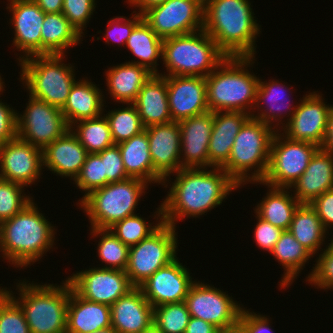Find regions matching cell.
<instances>
[{"instance_id":"cell-1","label":"cell","mask_w":333,"mask_h":333,"mask_svg":"<svg viewBox=\"0 0 333 333\" xmlns=\"http://www.w3.org/2000/svg\"><path fill=\"white\" fill-rule=\"evenodd\" d=\"M174 174V182L162 183L171 187L161 205L163 222L175 228L184 218H200L220 206L232 191L241 188L218 167L181 168Z\"/></svg>"},{"instance_id":"cell-2","label":"cell","mask_w":333,"mask_h":333,"mask_svg":"<svg viewBox=\"0 0 333 333\" xmlns=\"http://www.w3.org/2000/svg\"><path fill=\"white\" fill-rule=\"evenodd\" d=\"M252 6L249 0H204L203 30L227 57L256 55L262 29Z\"/></svg>"},{"instance_id":"cell-3","label":"cell","mask_w":333,"mask_h":333,"mask_svg":"<svg viewBox=\"0 0 333 333\" xmlns=\"http://www.w3.org/2000/svg\"><path fill=\"white\" fill-rule=\"evenodd\" d=\"M52 225L33 200L11 219L0 223V252L3 255L0 257L20 270L40 261L55 245L57 232Z\"/></svg>"},{"instance_id":"cell-4","label":"cell","mask_w":333,"mask_h":333,"mask_svg":"<svg viewBox=\"0 0 333 333\" xmlns=\"http://www.w3.org/2000/svg\"><path fill=\"white\" fill-rule=\"evenodd\" d=\"M254 59L227 57L205 78L209 111L244 112L250 115L254 112L260 78L250 69L255 63Z\"/></svg>"},{"instance_id":"cell-5","label":"cell","mask_w":333,"mask_h":333,"mask_svg":"<svg viewBox=\"0 0 333 333\" xmlns=\"http://www.w3.org/2000/svg\"><path fill=\"white\" fill-rule=\"evenodd\" d=\"M25 280V281H24ZM16 283L15 292L2 288L23 310L31 333H66L67 305L71 283L65 279L62 285L30 283L24 279ZM29 282V283H28ZM8 289V290H7Z\"/></svg>"},{"instance_id":"cell-6","label":"cell","mask_w":333,"mask_h":333,"mask_svg":"<svg viewBox=\"0 0 333 333\" xmlns=\"http://www.w3.org/2000/svg\"><path fill=\"white\" fill-rule=\"evenodd\" d=\"M275 133L276 129L251 116L240 128L229 160L222 167L240 187L251 182H262L265 178Z\"/></svg>"},{"instance_id":"cell-7","label":"cell","mask_w":333,"mask_h":333,"mask_svg":"<svg viewBox=\"0 0 333 333\" xmlns=\"http://www.w3.org/2000/svg\"><path fill=\"white\" fill-rule=\"evenodd\" d=\"M227 56L203 29L163 39L162 61L166 72L161 76L207 77Z\"/></svg>"},{"instance_id":"cell-8","label":"cell","mask_w":333,"mask_h":333,"mask_svg":"<svg viewBox=\"0 0 333 333\" xmlns=\"http://www.w3.org/2000/svg\"><path fill=\"white\" fill-rule=\"evenodd\" d=\"M66 55H33L19 61L20 81L34 98L62 109L75 78V67L64 64Z\"/></svg>"},{"instance_id":"cell-9","label":"cell","mask_w":333,"mask_h":333,"mask_svg":"<svg viewBox=\"0 0 333 333\" xmlns=\"http://www.w3.org/2000/svg\"><path fill=\"white\" fill-rule=\"evenodd\" d=\"M148 185L142 179L129 177L90 192L77 205L88 216L91 228L109 229L116 222L136 214L140 197L145 195Z\"/></svg>"},{"instance_id":"cell-10","label":"cell","mask_w":333,"mask_h":333,"mask_svg":"<svg viewBox=\"0 0 333 333\" xmlns=\"http://www.w3.org/2000/svg\"><path fill=\"white\" fill-rule=\"evenodd\" d=\"M176 231L175 227L163 222L149 237L129 247L125 272L134 287L142 285L158 269L177 257L179 240Z\"/></svg>"},{"instance_id":"cell-11","label":"cell","mask_w":333,"mask_h":333,"mask_svg":"<svg viewBox=\"0 0 333 333\" xmlns=\"http://www.w3.org/2000/svg\"><path fill=\"white\" fill-rule=\"evenodd\" d=\"M320 147L309 142L291 140L276 131L270 150L269 167L262 182L251 184L290 188L305 172L312 156Z\"/></svg>"},{"instance_id":"cell-12","label":"cell","mask_w":333,"mask_h":333,"mask_svg":"<svg viewBox=\"0 0 333 333\" xmlns=\"http://www.w3.org/2000/svg\"><path fill=\"white\" fill-rule=\"evenodd\" d=\"M211 284L195 281L184 300L192 317L213 324L221 332L238 330L240 314L244 305L233 300L227 291ZM243 306V307H242Z\"/></svg>"},{"instance_id":"cell-13","label":"cell","mask_w":333,"mask_h":333,"mask_svg":"<svg viewBox=\"0 0 333 333\" xmlns=\"http://www.w3.org/2000/svg\"><path fill=\"white\" fill-rule=\"evenodd\" d=\"M203 0H167L142 13L143 20L162 39L203 29Z\"/></svg>"},{"instance_id":"cell-14","label":"cell","mask_w":333,"mask_h":333,"mask_svg":"<svg viewBox=\"0 0 333 333\" xmlns=\"http://www.w3.org/2000/svg\"><path fill=\"white\" fill-rule=\"evenodd\" d=\"M22 112H17L18 138L41 149L70 129L60 108L30 95Z\"/></svg>"},{"instance_id":"cell-15","label":"cell","mask_w":333,"mask_h":333,"mask_svg":"<svg viewBox=\"0 0 333 333\" xmlns=\"http://www.w3.org/2000/svg\"><path fill=\"white\" fill-rule=\"evenodd\" d=\"M67 280L83 299L111 306L134 286L125 271L91 267L73 273Z\"/></svg>"},{"instance_id":"cell-16","label":"cell","mask_w":333,"mask_h":333,"mask_svg":"<svg viewBox=\"0 0 333 333\" xmlns=\"http://www.w3.org/2000/svg\"><path fill=\"white\" fill-rule=\"evenodd\" d=\"M290 121L280 130L291 140L309 142L321 147L327 131L331 104H325L323 94L306 92Z\"/></svg>"},{"instance_id":"cell-17","label":"cell","mask_w":333,"mask_h":333,"mask_svg":"<svg viewBox=\"0 0 333 333\" xmlns=\"http://www.w3.org/2000/svg\"><path fill=\"white\" fill-rule=\"evenodd\" d=\"M43 169V149L15 138L0 144V179L31 186Z\"/></svg>"},{"instance_id":"cell-18","label":"cell","mask_w":333,"mask_h":333,"mask_svg":"<svg viewBox=\"0 0 333 333\" xmlns=\"http://www.w3.org/2000/svg\"><path fill=\"white\" fill-rule=\"evenodd\" d=\"M189 268L176 257L169 264L158 269L139 288L144 297L154 307L183 302L189 289L196 280H192Z\"/></svg>"},{"instance_id":"cell-19","label":"cell","mask_w":333,"mask_h":333,"mask_svg":"<svg viewBox=\"0 0 333 333\" xmlns=\"http://www.w3.org/2000/svg\"><path fill=\"white\" fill-rule=\"evenodd\" d=\"M7 1L6 9L11 13L9 23L14 29L12 45L16 47L14 49L23 53L17 60L41 55V29L46 13L34 0Z\"/></svg>"},{"instance_id":"cell-20","label":"cell","mask_w":333,"mask_h":333,"mask_svg":"<svg viewBox=\"0 0 333 333\" xmlns=\"http://www.w3.org/2000/svg\"><path fill=\"white\" fill-rule=\"evenodd\" d=\"M172 121L200 115L209 111L207 86L202 76H164Z\"/></svg>"},{"instance_id":"cell-21","label":"cell","mask_w":333,"mask_h":333,"mask_svg":"<svg viewBox=\"0 0 333 333\" xmlns=\"http://www.w3.org/2000/svg\"><path fill=\"white\" fill-rule=\"evenodd\" d=\"M144 129L149 139L153 169L164 179L163 182H171L170 176L182 168L179 123L171 121Z\"/></svg>"},{"instance_id":"cell-22","label":"cell","mask_w":333,"mask_h":333,"mask_svg":"<svg viewBox=\"0 0 333 333\" xmlns=\"http://www.w3.org/2000/svg\"><path fill=\"white\" fill-rule=\"evenodd\" d=\"M214 112L179 121L181 134V167H208V148L213 129Z\"/></svg>"},{"instance_id":"cell-23","label":"cell","mask_w":333,"mask_h":333,"mask_svg":"<svg viewBox=\"0 0 333 333\" xmlns=\"http://www.w3.org/2000/svg\"><path fill=\"white\" fill-rule=\"evenodd\" d=\"M268 81H262V79L259 78L256 91V102L253 108L254 110L257 109L258 113L255 114L256 111L252 112L251 117L258 119L271 127L273 126L276 131H280V129L290 121L298 106V102L296 103L297 105H293L289 99V96L292 93L290 91L293 90V86H290L292 88H289V85L285 86L284 83L279 82L277 79H270ZM287 91L290 94H288ZM264 104L266 106H264ZM285 116L288 118H286L287 122L285 121L284 123L282 119L285 118Z\"/></svg>"},{"instance_id":"cell-24","label":"cell","mask_w":333,"mask_h":333,"mask_svg":"<svg viewBox=\"0 0 333 333\" xmlns=\"http://www.w3.org/2000/svg\"><path fill=\"white\" fill-rule=\"evenodd\" d=\"M153 306L134 287L110 306L111 326L117 333H142L153 323Z\"/></svg>"},{"instance_id":"cell-25","label":"cell","mask_w":333,"mask_h":333,"mask_svg":"<svg viewBox=\"0 0 333 333\" xmlns=\"http://www.w3.org/2000/svg\"><path fill=\"white\" fill-rule=\"evenodd\" d=\"M87 155V150L69 129L43 149V169L46 168L61 178L70 177V180L74 181Z\"/></svg>"},{"instance_id":"cell-26","label":"cell","mask_w":333,"mask_h":333,"mask_svg":"<svg viewBox=\"0 0 333 333\" xmlns=\"http://www.w3.org/2000/svg\"><path fill=\"white\" fill-rule=\"evenodd\" d=\"M290 189L301 204H310L316 197L333 189V154L320 147L312 156L305 172Z\"/></svg>"},{"instance_id":"cell-27","label":"cell","mask_w":333,"mask_h":333,"mask_svg":"<svg viewBox=\"0 0 333 333\" xmlns=\"http://www.w3.org/2000/svg\"><path fill=\"white\" fill-rule=\"evenodd\" d=\"M250 116L244 112H214L208 148L209 168H222L228 162L234 139Z\"/></svg>"},{"instance_id":"cell-28","label":"cell","mask_w":333,"mask_h":333,"mask_svg":"<svg viewBox=\"0 0 333 333\" xmlns=\"http://www.w3.org/2000/svg\"><path fill=\"white\" fill-rule=\"evenodd\" d=\"M111 327L110 306L80 297L70 286L66 333H92Z\"/></svg>"},{"instance_id":"cell-29","label":"cell","mask_w":333,"mask_h":333,"mask_svg":"<svg viewBox=\"0 0 333 333\" xmlns=\"http://www.w3.org/2000/svg\"><path fill=\"white\" fill-rule=\"evenodd\" d=\"M144 128L172 121L166 79L159 74H152L140 89L133 103Z\"/></svg>"},{"instance_id":"cell-30","label":"cell","mask_w":333,"mask_h":333,"mask_svg":"<svg viewBox=\"0 0 333 333\" xmlns=\"http://www.w3.org/2000/svg\"><path fill=\"white\" fill-rule=\"evenodd\" d=\"M86 79H77L70 90L66 104L61 109L69 127L75 122L92 119L104 113L105 95L99 89V85L96 86L87 77Z\"/></svg>"},{"instance_id":"cell-31","label":"cell","mask_w":333,"mask_h":333,"mask_svg":"<svg viewBox=\"0 0 333 333\" xmlns=\"http://www.w3.org/2000/svg\"><path fill=\"white\" fill-rule=\"evenodd\" d=\"M105 80L107 90L114 102L119 104L134 103L144 83L152 76L145 67L124 62L107 67Z\"/></svg>"},{"instance_id":"cell-32","label":"cell","mask_w":333,"mask_h":333,"mask_svg":"<svg viewBox=\"0 0 333 333\" xmlns=\"http://www.w3.org/2000/svg\"><path fill=\"white\" fill-rule=\"evenodd\" d=\"M117 145L129 177L142 179L149 184L162 185L164 179L153 169L149 139L145 129Z\"/></svg>"},{"instance_id":"cell-33","label":"cell","mask_w":333,"mask_h":333,"mask_svg":"<svg viewBox=\"0 0 333 333\" xmlns=\"http://www.w3.org/2000/svg\"><path fill=\"white\" fill-rule=\"evenodd\" d=\"M62 12L46 13L41 29V55H66L67 49L83 41Z\"/></svg>"},{"instance_id":"cell-34","label":"cell","mask_w":333,"mask_h":333,"mask_svg":"<svg viewBox=\"0 0 333 333\" xmlns=\"http://www.w3.org/2000/svg\"><path fill=\"white\" fill-rule=\"evenodd\" d=\"M271 254L275 261L277 260L284 268V274L278 282L279 287L283 289L293 284V280L297 279L305 264L314 257L293 237L289 230L282 232Z\"/></svg>"},{"instance_id":"cell-35","label":"cell","mask_w":333,"mask_h":333,"mask_svg":"<svg viewBox=\"0 0 333 333\" xmlns=\"http://www.w3.org/2000/svg\"><path fill=\"white\" fill-rule=\"evenodd\" d=\"M267 188L266 196L254 207V211L275 227L289 230L294 213L301 203L290 193V188Z\"/></svg>"},{"instance_id":"cell-36","label":"cell","mask_w":333,"mask_h":333,"mask_svg":"<svg viewBox=\"0 0 333 333\" xmlns=\"http://www.w3.org/2000/svg\"><path fill=\"white\" fill-rule=\"evenodd\" d=\"M125 47L138 59L128 63L138 64L152 74H159L157 63L159 59H162L163 39L144 20L133 29Z\"/></svg>"},{"instance_id":"cell-37","label":"cell","mask_w":333,"mask_h":333,"mask_svg":"<svg viewBox=\"0 0 333 333\" xmlns=\"http://www.w3.org/2000/svg\"><path fill=\"white\" fill-rule=\"evenodd\" d=\"M289 231L313 256L317 253L319 254V251L321 252L324 249L321 247L326 242V236L329 234L324 229L316 211L309 204H301L297 208Z\"/></svg>"},{"instance_id":"cell-38","label":"cell","mask_w":333,"mask_h":333,"mask_svg":"<svg viewBox=\"0 0 333 333\" xmlns=\"http://www.w3.org/2000/svg\"><path fill=\"white\" fill-rule=\"evenodd\" d=\"M70 130L88 153H100L114 145L109 123L103 114L75 122L70 126Z\"/></svg>"},{"instance_id":"cell-39","label":"cell","mask_w":333,"mask_h":333,"mask_svg":"<svg viewBox=\"0 0 333 333\" xmlns=\"http://www.w3.org/2000/svg\"><path fill=\"white\" fill-rule=\"evenodd\" d=\"M156 209L153 212V219H156L155 224L154 222L148 223L146 218L141 217V215L138 216L139 213H136L116 222L109 230L128 247L137 245L155 232L163 223L162 205H159Z\"/></svg>"},{"instance_id":"cell-40","label":"cell","mask_w":333,"mask_h":333,"mask_svg":"<svg viewBox=\"0 0 333 333\" xmlns=\"http://www.w3.org/2000/svg\"><path fill=\"white\" fill-rule=\"evenodd\" d=\"M90 235L100 238L97 244L98 258L106 265L99 268L125 271L128 265L129 247L123 244L109 229L91 228Z\"/></svg>"},{"instance_id":"cell-41","label":"cell","mask_w":333,"mask_h":333,"mask_svg":"<svg viewBox=\"0 0 333 333\" xmlns=\"http://www.w3.org/2000/svg\"><path fill=\"white\" fill-rule=\"evenodd\" d=\"M126 106L103 113L109 123L114 144L129 140L144 130L136 106L133 103H127Z\"/></svg>"},{"instance_id":"cell-42","label":"cell","mask_w":333,"mask_h":333,"mask_svg":"<svg viewBox=\"0 0 333 333\" xmlns=\"http://www.w3.org/2000/svg\"><path fill=\"white\" fill-rule=\"evenodd\" d=\"M190 318L184 301L163 304L153 310V323L162 333H185Z\"/></svg>"},{"instance_id":"cell-43","label":"cell","mask_w":333,"mask_h":333,"mask_svg":"<svg viewBox=\"0 0 333 333\" xmlns=\"http://www.w3.org/2000/svg\"><path fill=\"white\" fill-rule=\"evenodd\" d=\"M25 186L0 179V223L11 219L33 201L26 195Z\"/></svg>"},{"instance_id":"cell-44","label":"cell","mask_w":333,"mask_h":333,"mask_svg":"<svg viewBox=\"0 0 333 333\" xmlns=\"http://www.w3.org/2000/svg\"><path fill=\"white\" fill-rule=\"evenodd\" d=\"M73 184H76L75 186L80 191L82 190V193L85 192L82 199L90 192L106 185L103 160L97 153H88L85 163Z\"/></svg>"},{"instance_id":"cell-45","label":"cell","mask_w":333,"mask_h":333,"mask_svg":"<svg viewBox=\"0 0 333 333\" xmlns=\"http://www.w3.org/2000/svg\"><path fill=\"white\" fill-rule=\"evenodd\" d=\"M0 333H31L20 306L0 287Z\"/></svg>"},{"instance_id":"cell-46","label":"cell","mask_w":333,"mask_h":333,"mask_svg":"<svg viewBox=\"0 0 333 333\" xmlns=\"http://www.w3.org/2000/svg\"><path fill=\"white\" fill-rule=\"evenodd\" d=\"M325 244V249L319 253V257L315 259V267L306 276V282L314 285L317 289L328 291L333 290V237ZM328 289V290H327Z\"/></svg>"},{"instance_id":"cell-47","label":"cell","mask_w":333,"mask_h":333,"mask_svg":"<svg viewBox=\"0 0 333 333\" xmlns=\"http://www.w3.org/2000/svg\"><path fill=\"white\" fill-rule=\"evenodd\" d=\"M96 5V0H63L62 13L82 38Z\"/></svg>"},{"instance_id":"cell-48","label":"cell","mask_w":333,"mask_h":333,"mask_svg":"<svg viewBox=\"0 0 333 333\" xmlns=\"http://www.w3.org/2000/svg\"><path fill=\"white\" fill-rule=\"evenodd\" d=\"M130 18L124 16H116L110 19L107 23V29L104 33L105 43H118V47L126 46L127 40L133 29L143 20L142 14L133 11Z\"/></svg>"},{"instance_id":"cell-49","label":"cell","mask_w":333,"mask_h":333,"mask_svg":"<svg viewBox=\"0 0 333 333\" xmlns=\"http://www.w3.org/2000/svg\"><path fill=\"white\" fill-rule=\"evenodd\" d=\"M103 160L104 174L106 175V185L129 178L126 173L122 155L117 144L105 148L97 153Z\"/></svg>"},{"instance_id":"cell-50","label":"cell","mask_w":333,"mask_h":333,"mask_svg":"<svg viewBox=\"0 0 333 333\" xmlns=\"http://www.w3.org/2000/svg\"><path fill=\"white\" fill-rule=\"evenodd\" d=\"M254 214H256L257 219L253 232L256 245L263 251L271 253L284 230L262 219L256 212Z\"/></svg>"},{"instance_id":"cell-51","label":"cell","mask_w":333,"mask_h":333,"mask_svg":"<svg viewBox=\"0 0 333 333\" xmlns=\"http://www.w3.org/2000/svg\"><path fill=\"white\" fill-rule=\"evenodd\" d=\"M271 318L267 315H263L250 309L243 308L240 314V321L238 325L239 333H274V330H271ZM270 321V322H269ZM270 325V326H269Z\"/></svg>"},{"instance_id":"cell-52","label":"cell","mask_w":333,"mask_h":333,"mask_svg":"<svg viewBox=\"0 0 333 333\" xmlns=\"http://www.w3.org/2000/svg\"><path fill=\"white\" fill-rule=\"evenodd\" d=\"M17 137V110L0 99V144Z\"/></svg>"},{"instance_id":"cell-53","label":"cell","mask_w":333,"mask_h":333,"mask_svg":"<svg viewBox=\"0 0 333 333\" xmlns=\"http://www.w3.org/2000/svg\"><path fill=\"white\" fill-rule=\"evenodd\" d=\"M321 219L324 229H333V189L327 190L309 204Z\"/></svg>"},{"instance_id":"cell-54","label":"cell","mask_w":333,"mask_h":333,"mask_svg":"<svg viewBox=\"0 0 333 333\" xmlns=\"http://www.w3.org/2000/svg\"><path fill=\"white\" fill-rule=\"evenodd\" d=\"M185 333H221V331L213 324L191 316Z\"/></svg>"},{"instance_id":"cell-55","label":"cell","mask_w":333,"mask_h":333,"mask_svg":"<svg viewBox=\"0 0 333 333\" xmlns=\"http://www.w3.org/2000/svg\"><path fill=\"white\" fill-rule=\"evenodd\" d=\"M321 148L333 154V105L330 109L327 123V131Z\"/></svg>"},{"instance_id":"cell-56","label":"cell","mask_w":333,"mask_h":333,"mask_svg":"<svg viewBox=\"0 0 333 333\" xmlns=\"http://www.w3.org/2000/svg\"><path fill=\"white\" fill-rule=\"evenodd\" d=\"M44 13L62 12L63 0H34Z\"/></svg>"},{"instance_id":"cell-57","label":"cell","mask_w":333,"mask_h":333,"mask_svg":"<svg viewBox=\"0 0 333 333\" xmlns=\"http://www.w3.org/2000/svg\"><path fill=\"white\" fill-rule=\"evenodd\" d=\"M167 0H126V2L135 8V12L138 9V13L142 14L149 8L165 3Z\"/></svg>"},{"instance_id":"cell-58","label":"cell","mask_w":333,"mask_h":333,"mask_svg":"<svg viewBox=\"0 0 333 333\" xmlns=\"http://www.w3.org/2000/svg\"><path fill=\"white\" fill-rule=\"evenodd\" d=\"M142 333H162V332L159 330V328L154 323H152Z\"/></svg>"},{"instance_id":"cell-59","label":"cell","mask_w":333,"mask_h":333,"mask_svg":"<svg viewBox=\"0 0 333 333\" xmlns=\"http://www.w3.org/2000/svg\"><path fill=\"white\" fill-rule=\"evenodd\" d=\"M92 333H117V331L111 326L105 329H101V330H97L95 332Z\"/></svg>"},{"instance_id":"cell-60","label":"cell","mask_w":333,"mask_h":333,"mask_svg":"<svg viewBox=\"0 0 333 333\" xmlns=\"http://www.w3.org/2000/svg\"><path fill=\"white\" fill-rule=\"evenodd\" d=\"M2 79H4V78H2L1 75H0V96L3 94V92L5 91L4 88L6 87L5 84H4L5 82Z\"/></svg>"},{"instance_id":"cell-61","label":"cell","mask_w":333,"mask_h":333,"mask_svg":"<svg viewBox=\"0 0 333 333\" xmlns=\"http://www.w3.org/2000/svg\"><path fill=\"white\" fill-rule=\"evenodd\" d=\"M221 333H239L238 330L232 331V332H221Z\"/></svg>"}]
</instances>
